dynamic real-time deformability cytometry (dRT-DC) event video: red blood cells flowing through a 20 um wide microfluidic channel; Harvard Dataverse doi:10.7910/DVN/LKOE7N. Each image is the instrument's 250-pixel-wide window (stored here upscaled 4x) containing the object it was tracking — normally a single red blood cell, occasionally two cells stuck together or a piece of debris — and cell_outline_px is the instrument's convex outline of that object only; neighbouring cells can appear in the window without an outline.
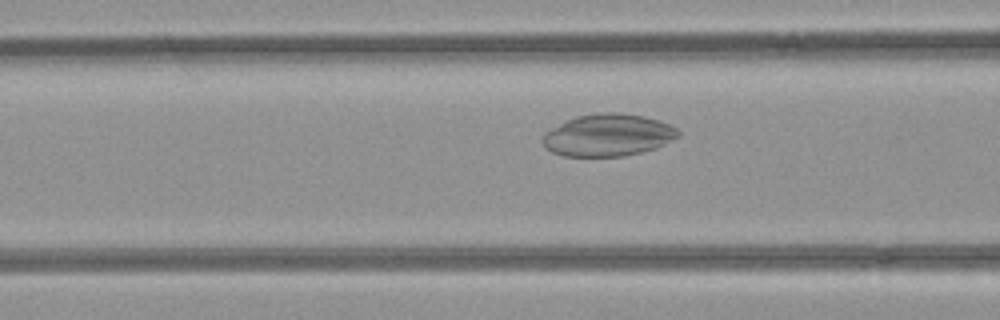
{"species": "common noctule bat (a hibernating species)", "species_latin": "Nyctalus noctula", "temperature_condition": "room temperature", "stored_images_in_passage": 6, "camera_frame_rate_fps": 3000, "um_per_image_px": 0.085, "animal": {"sex": "female", "body_mass_g": 21.9}, "frame": {"image": 1, "passage_image": 6, "time_ms": 1.667, "image_size_px": [1000, 320], "cell_outline_px": [[680, 136], [656, 148], [640, 152], [620, 156], [564, 156], [552, 152], [544, 148], [540, 140], [544, 132], [576, 116], [596, 112], [620, 112], [644, 116], [668, 124], [676, 128], [680, 132]], "centroid_in_image_um": [51.64, 11.48], "position_along_channel_um": 115.0, "area_um2": 33.41}}